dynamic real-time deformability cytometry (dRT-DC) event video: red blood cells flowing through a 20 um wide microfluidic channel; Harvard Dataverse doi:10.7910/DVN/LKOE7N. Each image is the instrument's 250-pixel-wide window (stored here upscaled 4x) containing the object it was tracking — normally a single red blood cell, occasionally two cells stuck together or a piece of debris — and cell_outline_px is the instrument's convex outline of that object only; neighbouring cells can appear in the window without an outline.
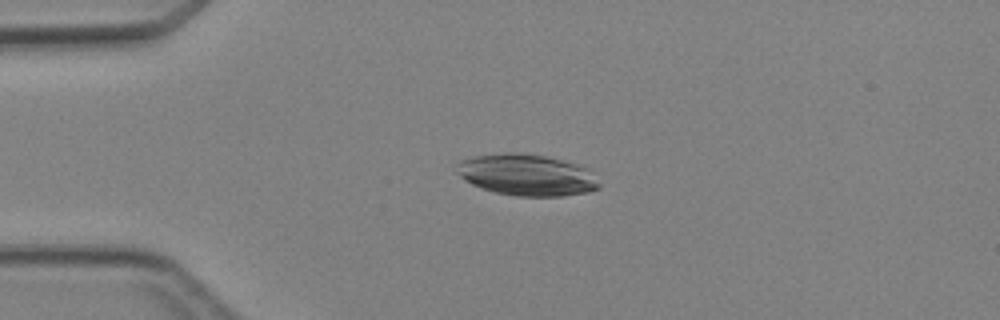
{"species": "Egyptian fruit bat (a non-hibernating species)", "species_latin": "Rousettus aegyptiacus", "temperature_condition": "cold", "stored_images_in_passage": 2, "camera_frame_rate_fps": 3000, "um_per_image_px": 0.085, "animal": {"sex": "female"}, "frame": {"image": 1, "passage_image": 1, "time_ms": 0.0, "image_size_px": [1000, 320], "cell_outline_px": [[600, 188], [588, 192], [560, 196], [516, 196], [496, 192], [480, 188], [464, 180], [456, 172], [456, 164], [460, 160], [476, 156], [504, 152], [516, 152], [544, 156], [584, 164], [588, 168], [600, 184]], "centroid_in_image_um": [44.79, 14.86], "position_along_channel_um": 40.2, "area_um2": 34.74}}